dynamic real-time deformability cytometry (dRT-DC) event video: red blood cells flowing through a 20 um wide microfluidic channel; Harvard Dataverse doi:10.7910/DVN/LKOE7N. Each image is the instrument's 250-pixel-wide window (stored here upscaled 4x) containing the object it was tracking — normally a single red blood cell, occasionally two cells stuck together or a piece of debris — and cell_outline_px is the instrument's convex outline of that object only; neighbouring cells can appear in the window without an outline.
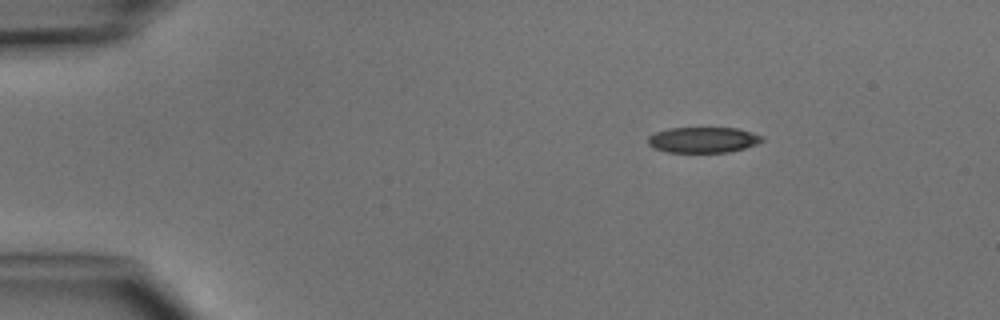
{"species": "common noctule bat (a hibernating species)", "species_latin": "Nyctalus noctula", "temperature_condition": "cold", "stored_images_in_passage": 4, "camera_frame_rate_fps": 3000, "um_per_image_px": 0.085, "animal": {"sex": "male", "body_mass_g": 15.6}, "frame": {"image": 1, "passage_image": 2, "time_ms": 1.0, "image_size_px": [1000, 320], "cell_outline_px": [[764, 140], [756, 144], [744, 148], [728, 152], [668, 152], [656, 148], [648, 144], [648, 136], [656, 132], [668, 128], [736, 128], [752, 132], [764, 136]], "centroid_in_image_um": [59.78, 11.88], "position_along_channel_um": 25.2, "area_um2": 16.99}}
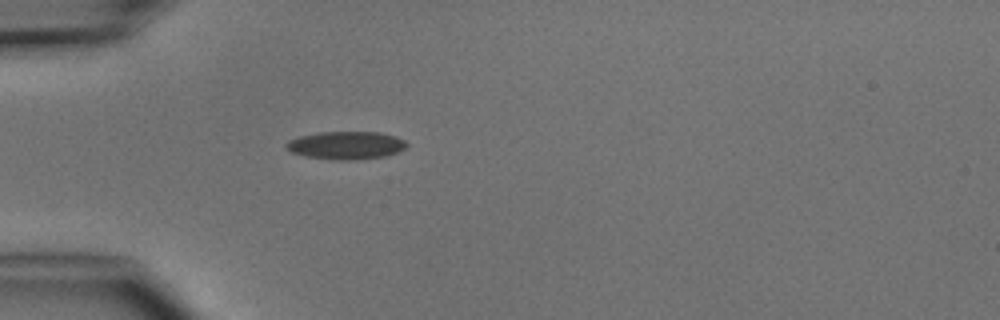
{"frame": {"image": 2, "passage_image": 4, "time_ms": 3.333, "image_size_px": [1000, 320], "cell_outline_px": [[408, 144], [404, 148], [396, 152], [384, 156], [356, 160], [332, 160], [304, 156], [292, 152], [284, 144], [288, 140], [300, 136], [320, 132], [380, 132], [396, 136], [404, 140]], "centroid_in_image_um": [29.4, 12.35], "position_along_channel_um": 55.6, "area_um2": 19.59}}